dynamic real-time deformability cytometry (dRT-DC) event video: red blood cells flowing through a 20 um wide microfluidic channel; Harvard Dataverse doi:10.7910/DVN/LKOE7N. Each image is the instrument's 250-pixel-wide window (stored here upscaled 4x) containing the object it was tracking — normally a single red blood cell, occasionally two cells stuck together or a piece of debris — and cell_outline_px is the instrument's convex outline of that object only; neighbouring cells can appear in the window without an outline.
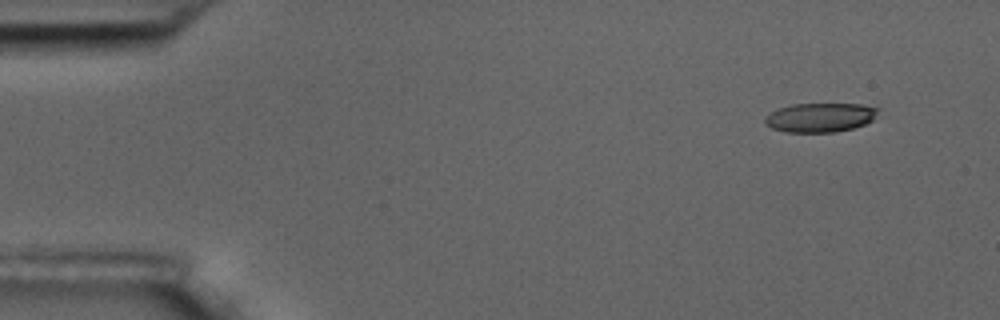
{"species": "common noctule bat (a hibernating species)", "species_latin": "Nyctalus noctula", "temperature_condition": "room temperature", "stored_images_in_passage": 10, "camera_frame_rate_fps": 3000, "um_per_image_px": 0.085, "animal": {"sex": "male", "body_mass_g": 17.5, "forearm_length_mm": 52.3}, "frame": {"image": 1, "passage_image": 1, "time_ms": 0.0, "image_size_px": [1000, 320], "cell_outline_px": [[880, 108], [872, 120], [864, 124], [852, 128], [836, 132], [784, 132], [772, 128], [764, 124], [764, 116], [776, 108], [792, 104], [860, 104]], "centroid_in_image_um": [69.65, 9.98], "position_along_channel_um": 15.3, "area_um2": 19.36}}
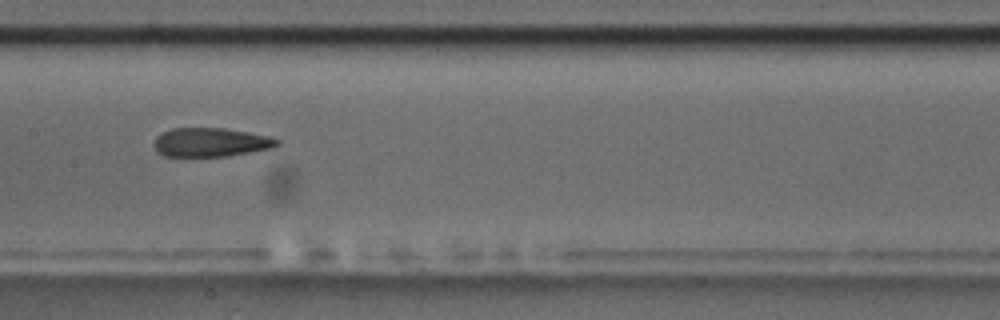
{"frame": {"image": 2, "passage_image": 8, "time_ms": 8.0, "image_size_px": [1000, 320], "cell_outline_px": [[280, 144], [272, 148], [224, 156], [164, 156], [156, 152], [156, 136], [172, 128], [224, 128], [248, 132], [268, 136], [280, 140]], "centroid_in_image_um": [17.93, 12.09], "position_along_channel_um": 189.5, "area_um2": 20.46}}
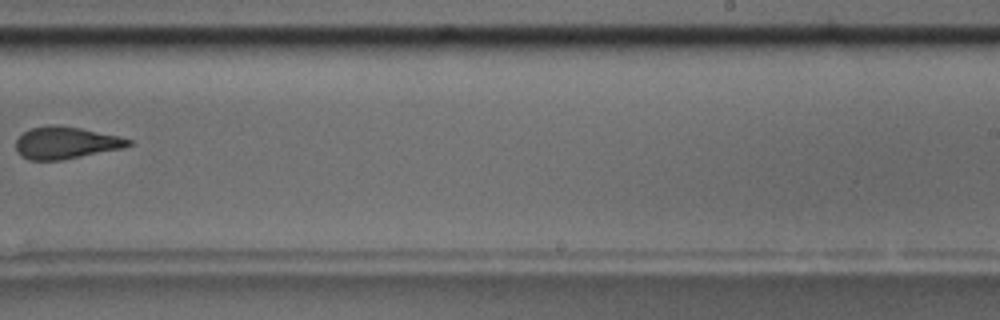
{"frame": {"image": 3, "passage_image": 10, "time_ms": 10.667, "image_size_px": [1000, 320], "cell_outline_px": [[132, 144], [124, 148], [60, 160], [28, 160], [20, 156], [16, 152], [16, 140], [24, 132], [32, 128], [48, 124], [56, 124], [80, 128], [120, 136], [132, 140]], "centroid_in_image_um": [5.58, 12.13], "position_along_channel_um": 283.4, "area_um2": 21.15}}